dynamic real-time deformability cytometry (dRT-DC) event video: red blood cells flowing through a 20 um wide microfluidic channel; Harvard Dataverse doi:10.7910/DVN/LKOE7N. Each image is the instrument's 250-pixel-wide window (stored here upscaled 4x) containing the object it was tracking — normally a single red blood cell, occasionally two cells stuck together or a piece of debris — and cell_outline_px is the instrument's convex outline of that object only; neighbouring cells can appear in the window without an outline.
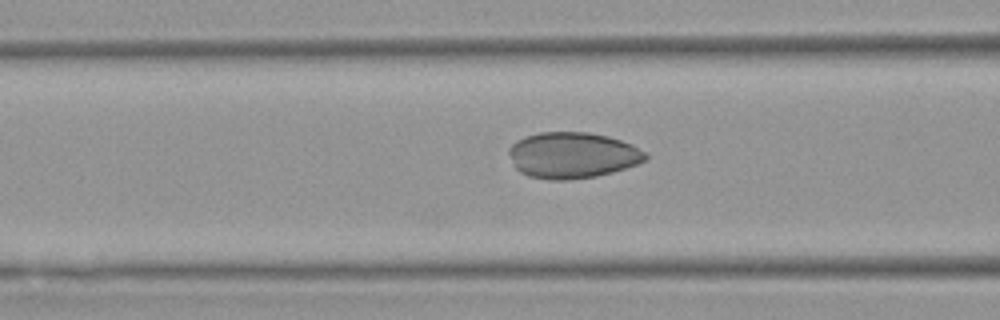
{"species": "Egyptian fruit bat (a non-hibernating species)", "species_latin": "Rousettus aegyptiacus", "temperature_condition": "warm", "stored_images_in_passage": 32, "camera_frame_rate_fps": 3000, "um_per_image_px": 0.085, "animal": {"sex": "female"}, "frame": {"image": 1, "passage_image": 6, "time_ms": 1.667, "image_size_px": [1000, 320], "cell_outline_px": [[648, 160], [612, 172], [596, 176], [568, 180], [548, 180], [528, 176], [520, 172], [512, 164], [508, 152], [508, 148], [516, 140], [524, 136], [540, 132], [588, 132], [608, 136], [632, 144], [648, 152]], "centroid_in_image_um": [48.65, 13.19], "position_along_channel_um": 117.9, "area_um2": 37.05}}
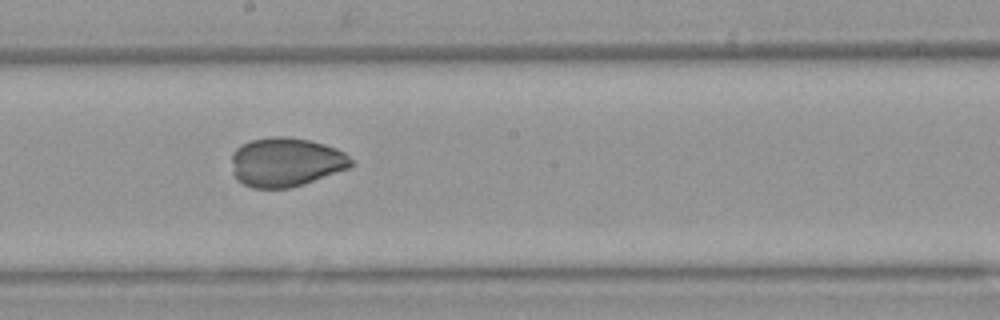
{"frame": {"image": 2, "passage_image": 14, "time_ms": 4.333, "image_size_px": [1000, 320], "cell_outline_px": [[352, 164], [348, 168], [304, 184], [288, 188], [252, 188], [236, 180], [232, 172], [232, 152], [236, 148], [252, 140], [272, 136], [288, 136], [308, 140], [324, 144], [336, 148], [344, 152], [352, 160]], "centroid_in_image_um": [24.27, 13.78], "position_along_channel_um": 223.9, "area_um2": 34.16}}
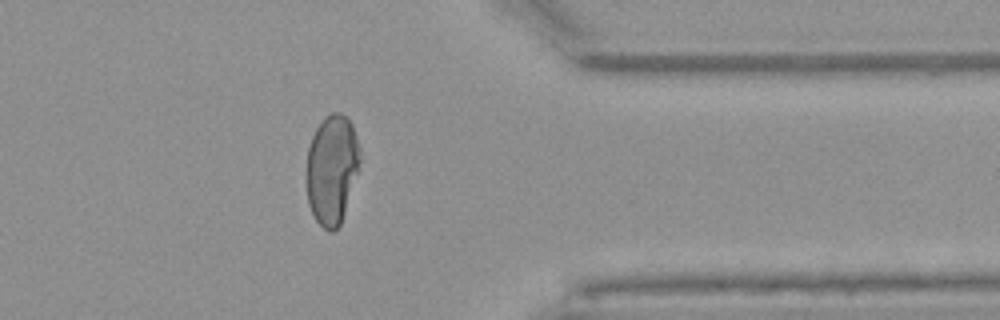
{"frame": {"image": 3, "passage_image": 27, "time_ms": 8.667, "image_size_px": [1000, 320], "cell_outline_px": [[360, 160], [344, 212], [340, 224], [332, 232], [328, 232], [316, 220], [308, 204], [304, 180], [304, 176], [308, 148], [312, 136], [316, 128], [324, 116], [332, 112], [340, 112], [348, 116], [352, 124], [360, 148]], "centroid_in_image_um": [28.16, 14.35], "position_along_channel_um": 383.2, "area_um2": 34.45}}